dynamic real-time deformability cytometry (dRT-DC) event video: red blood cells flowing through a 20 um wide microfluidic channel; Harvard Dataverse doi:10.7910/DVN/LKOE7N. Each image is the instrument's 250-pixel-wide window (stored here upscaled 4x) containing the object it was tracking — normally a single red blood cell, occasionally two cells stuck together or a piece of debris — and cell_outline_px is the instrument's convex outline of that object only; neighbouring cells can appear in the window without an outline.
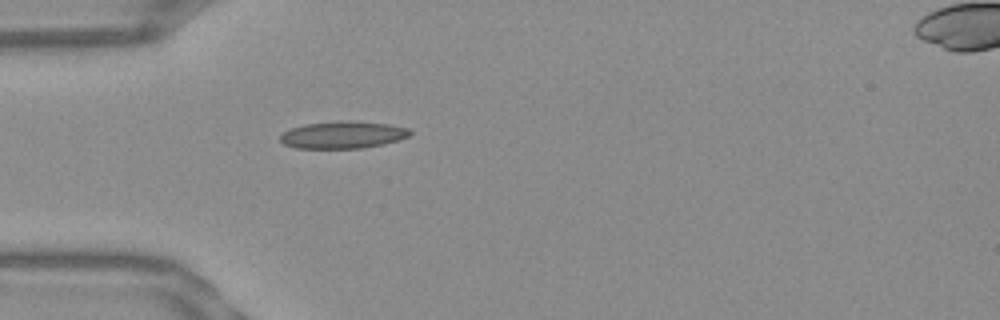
{"species": "Egyptian fruit bat (a non-hibernating species)", "species_latin": "Rousettus aegyptiacus", "temperature_condition": "warm", "stored_images_in_passage": 38, "camera_frame_rate_fps": 3000, "um_per_image_px": 0.085, "frame": {"image": 1, "passage_image": 1, "time_ms": 0.0, "image_size_px": [1000, 320], "cell_outline_px": [[412, 132], [408, 136], [384, 144], [364, 148], [296, 148], [284, 144], [280, 140], [280, 136], [284, 132], [292, 128], [304, 124], [348, 120], [388, 124], [408, 128]], "centroid_in_image_um": [29.14, 11.46], "position_along_channel_um": 55.9, "area_um2": 20.4}}
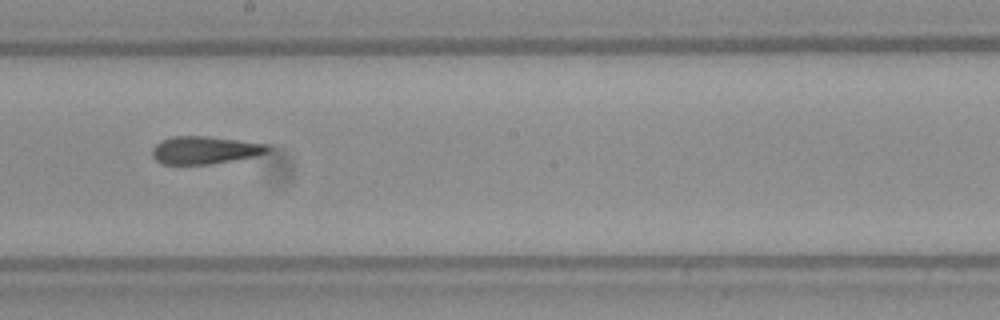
{"frame": {"image": 2, "passage_image": 15, "time_ms": 4.667, "image_size_px": [1000, 320], "cell_outline_px": [[268, 152], [256, 156], [208, 164], [160, 164], [152, 156], [152, 148], [160, 140], [172, 136], [204, 136], [268, 144]], "centroid_in_image_um": [17.35, 12.76], "position_along_channel_um": 230.9, "area_um2": 18.5}}
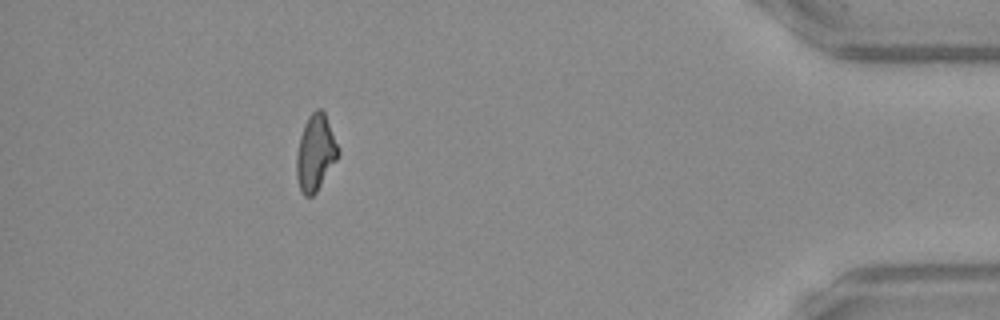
{"frame": {"image": 3, "passage_image": 33, "time_ms": 10.667, "image_size_px": [1000, 320], "cell_outline_px": [[340, 152], [336, 160], [316, 192], [312, 196], [304, 196], [300, 192], [296, 176], [296, 152], [300, 136], [304, 124], [308, 116], [316, 108], [320, 108], [324, 112], [340, 148]], "centroid_in_image_um": [26.8, 12.98], "position_along_channel_um": 408.4, "area_um2": 18.61}, "authors_computed_cell_mechanics": {"area_um2": 18.9006, "velocity_mm_per_s": 3.8412, "shape_relaxation_time_tau1_ms": 10.4006, "shape_relaxation_time_tau2_ms": 3.3087, "deformation_change_tau1": 0.2121, "deformation_change_tau2": 0.1013}}